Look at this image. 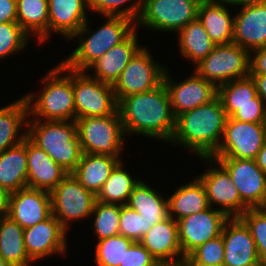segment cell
I'll return each instance as SVG.
<instances>
[{"label":"cell","mask_w":266,"mask_h":266,"mask_svg":"<svg viewBox=\"0 0 266 266\" xmlns=\"http://www.w3.org/2000/svg\"><path fill=\"white\" fill-rule=\"evenodd\" d=\"M167 199L169 216L176 221L210 207L204 185L197 177L180 186Z\"/></svg>","instance_id":"cell-29"},{"label":"cell","mask_w":266,"mask_h":266,"mask_svg":"<svg viewBox=\"0 0 266 266\" xmlns=\"http://www.w3.org/2000/svg\"><path fill=\"white\" fill-rule=\"evenodd\" d=\"M132 0H86L88 10L101 13L102 16H122L136 22L141 11V0L134 1L135 3L121 8L123 4Z\"/></svg>","instance_id":"cell-39"},{"label":"cell","mask_w":266,"mask_h":266,"mask_svg":"<svg viewBox=\"0 0 266 266\" xmlns=\"http://www.w3.org/2000/svg\"><path fill=\"white\" fill-rule=\"evenodd\" d=\"M227 118L217 96L209 103L178 115L170 142L190 149L200 159L212 157L221 145Z\"/></svg>","instance_id":"cell-2"},{"label":"cell","mask_w":266,"mask_h":266,"mask_svg":"<svg viewBox=\"0 0 266 266\" xmlns=\"http://www.w3.org/2000/svg\"><path fill=\"white\" fill-rule=\"evenodd\" d=\"M119 234L134 242H140L146 234V221L127 205H120Z\"/></svg>","instance_id":"cell-41"},{"label":"cell","mask_w":266,"mask_h":266,"mask_svg":"<svg viewBox=\"0 0 266 266\" xmlns=\"http://www.w3.org/2000/svg\"><path fill=\"white\" fill-rule=\"evenodd\" d=\"M134 241L120 235L99 240L95 249L98 266H123L125 253Z\"/></svg>","instance_id":"cell-36"},{"label":"cell","mask_w":266,"mask_h":266,"mask_svg":"<svg viewBox=\"0 0 266 266\" xmlns=\"http://www.w3.org/2000/svg\"><path fill=\"white\" fill-rule=\"evenodd\" d=\"M66 236V230L52 214L45 221L24 229L26 253L33 262L51 254H65Z\"/></svg>","instance_id":"cell-19"},{"label":"cell","mask_w":266,"mask_h":266,"mask_svg":"<svg viewBox=\"0 0 266 266\" xmlns=\"http://www.w3.org/2000/svg\"><path fill=\"white\" fill-rule=\"evenodd\" d=\"M224 3L202 0L198 8V20L216 45L233 42L234 17Z\"/></svg>","instance_id":"cell-25"},{"label":"cell","mask_w":266,"mask_h":266,"mask_svg":"<svg viewBox=\"0 0 266 266\" xmlns=\"http://www.w3.org/2000/svg\"><path fill=\"white\" fill-rule=\"evenodd\" d=\"M250 74L266 75V46L250 52ZM253 56V57H252Z\"/></svg>","instance_id":"cell-45"},{"label":"cell","mask_w":266,"mask_h":266,"mask_svg":"<svg viewBox=\"0 0 266 266\" xmlns=\"http://www.w3.org/2000/svg\"><path fill=\"white\" fill-rule=\"evenodd\" d=\"M7 215L23 229L45 221L52 215L50 192L26 187L10 193Z\"/></svg>","instance_id":"cell-17"},{"label":"cell","mask_w":266,"mask_h":266,"mask_svg":"<svg viewBox=\"0 0 266 266\" xmlns=\"http://www.w3.org/2000/svg\"><path fill=\"white\" fill-rule=\"evenodd\" d=\"M27 127V137L58 165L68 173L76 169L83 151L75 121L28 119Z\"/></svg>","instance_id":"cell-4"},{"label":"cell","mask_w":266,"mask_h":266,"mask_svg":"<svg viewBox=\"0 0 266 266\" xmlns=\"http://www.w3.org/2000/svg\"><path fill=\"white\" fill-rule=\"evenodd\" d=\"M190 256L198 263L207 266H224V242L222 235L207 241L196 248Z\"/></svg>","instance_id":"cell-42"},{"label":"cell","mask_w":266,"mask_h":266,"mask_svg":"<svg viewBox=\"0 0 266 266\" xmlns=\"http://www.w3.org/2000/svg\"><path fill=\"white\" fill-rule=\"evenodd\" d=\"M123 266H161L140 243L134 242L125 253Z\"/></svg>","instance_id":"cell-44"},{"label":"cell","mask_w":266,"mask_h":266,"mask_svg":"<svg viewBox=\"0 0 266 266\" xmlns=\"http://www.w3.org/2000/svg\"><path fill=\"white\" fill-rule=\"evenodd\" d=\"M125 135L139 134L162 141H171L176 124L170 97L162 83L157 88L125 96L118 101Z\"/></svg>","instance_id":"cell-1"},{"label":"cell","mask_w":266,"mask_h":266,"mask_svg":"<svg viewBox=\"0 0 266 266\" xmlns=\"http://www.w3.org/2000/svg\"><path fill=\"white\" fill-rule=\"evenodd\" d=\"M153 60L146 47L135 53L113 85L117 102L125 96L153 90L163 83L167 68Z\"/></svg>","instance_id":"cell-11"},{"label":"cell","mask_w":266,"mask_h":266,"mask_svg":"<svg viewBox=\"0 0 266 266\" xmlns=\"http://www.w3.org/2000/svg\"><path fill=\"white\" fill-rule=\"evenodd\" d=\"M86 9V0H48V38L52 30L67 39L88 34Z\"/></svg>","instance_id":"cell-20"},{"label":"cell","mask_w":266,"mask_h":266,"mask_svg":"<svg viewBox=\"0 0 266 266\" xmlns=\"http://www.w3.org/2000/svg\"><path fill=\"white\" fill-rule=\"evenodd\" d=\"M91 215L98 241L119 234L120 205L96 201Z\"/></svg>","instance_id":"cell-37"},{"label":"cell","mask_w":266,"mask_h":266,"mask_svg":"<svg viewBox=\"0 0 266 266\" xmlns=\"http://www.w3.org/2000/svg\"><path fill=\"white\" fill-rule=\"evenodd\" d=\"M239 218L249 228L261 263L266 266V209L249 208Z\"/></svg>","instance_id":"cell-38"},{"label":"cell","mask_w":266,"mask_h":266,"mask_svg":"<svg viewBox=\"0 0 266 266\" xmlns=\"http://www.w3.org/2000/svg\"><path fill=\"white\" fill-rule=\"evenodd\" d=\"M86 73L72 70L76 119L114 114L118 102L113 85L94 79Z\"/></svg>","instance_id":"cell-9"},{"label":"cell","mask_w":266,"mask_h":266,"mask_svg":"<svg viewBox=\"0 0 266 266\" xmlns=\"http://www.w3.org/2000/svg\"><path fill=\"white\" fill-rule=\"evenodd\" d=\"M30 38L17 22L0 24V59L25 48Z\"/></svg>","instance_id":"cell-40"},{"label":"cell","mask_w":266,"mask_h":266,"mask_svg":"<svg viewBox=\"0 0 266 266\" xmlns=\"http://www.w3.org/2000/svg\"><path fill=\"white\" fill-rule=\"evenodd\" d=\"M107 19L102 27L88 38L79 37V46L72 54L61 61L68 68L75 71H87L88 67L102 57L115 45L123 42L134 30L135 22L122 16H105Z\"/></svg>","instance_id":"cell-5"},{"label":"cell","mask_w":266,"mask_h":266,"mask_svg":"<svg viewBox=\"0 0 266 266\" xmlns=\"http://www.w3.org/2000/svg\"><path fill=\"white\" fill-rule=\"evenodd\" d=\"M0 256L11 266L33 262L24 246V229L8 215L0 217Z\"/></svg>","instance_id":"cell-31"},{"label":"cell","mask_w":266,"mask_h":266,"mask_svg":"<svg viewBox=\"0 0 266 266\" xmlns=\"http://www.w3.org/2000/svg\"><path fill=\"white\" fill-rule=\"evenodd\" d=\"M27 116L29 108L25 97L0 108V153L18 145L26 138L27 132L24 131L21 137H18L21 134L18 130L27 126Z\"/></svg>","instance_id":"cell-30"},{"label":"cell","mask_w":266,"mask_h":266,"mask_svg":"<svg viewBox=\"0 0 266 266\" xmlns=\"http://www.w3.org/2000/svg\"><path fill=\"white\" fill-rule=\"evenodd\" d=\"M123 161H120L112 170L110 177L96 195L98 202L106 204L126 205L134 186L140 181L133 179L128 171L124 170Z\"/></svg>","instance_id":"cell-34"},{"label":"cell","mask_w":266,"mask_h":266,"mask_svg":"<svg viewBox=\"0 0 266 266\" xmlns=\"http://www.w3.org/2000/svg\"><path fill=\"white\" fill-rule=\"evenodd\" d=\"M0 266H11L8 262H6L1 256H0Z\"/></svg>","instance_id":"cell-52"},{"label":"cell","mask_w":266,"mask_h":266,"mask_svg":"<svg viewBox=\"0 0 266 266\" xmlns=\"http://www.w3.org/2000/svg\"><path fill=\"white\" fill-rule=\"evenodd\" d=\"M218 1L220 3H224L226 6L227 4H229L230 6H242V5H246V4H252V3H256V2H261V1H265V0H215Z\"/></svg>","instance_id":"cell-50"},{"label":"cell","mask_w":266,"mask_h":266,"mask_svg":"<svg viewBox=\"0 0 266 266\" xmlns=\"http://www.w3.org/2000/svg\"><path fill=\"white\" fill-rule=\"evenodd\" d=\"M17 22V0H0V24Z\"/></svg>","instance_id":"cell-46"},{"label":"cell","mask_w":266,"mask_h":266,"mask_svg":"<svg viewBox=\"0 0 266 266\" xmlns=\"http://www.w3.org/2000/svg\"><path fill=\"white\" fill-rule=\"evenodd\" d=\"M52 214L67 231L68 222L92 216L96 195L86 190L72 173H68L50 192Z\"/></svg>","instance_id":"cell-10"},{"label":"cell","mask_w":266,"mask_h":266,"mask_svg":"<svg viewBox=\"0 0 266 266\" xmlns=\"http://www.w3.org/2000/svg\"><path fill=\"white\" fill-rule=\"evenodd\" d=\"M230 118L240 122L263 123L266 118V105L264 101L256 95L254 103L240 106Z\"/></svg>","instance_id":"cell-43"},{"label":"cell","mask_w":266,"mask_h":266,"mask_svg":"<svg viewBox=\"0 0 266 266\" xmlns=\"http://www.w3.org/2000/svg\"><path fill=\"white\" fill-rule=\"evenodd\" d=\"M216 165L197 178L204 185L211 207L219 205V210L229 218H239L248 208L241 202L238 189L228 171L219 162Z\"/></svg>","instance_id":"cell-16"},{"label":"cell","mask_w":266,"mask_h":266,"mask_svg":"<svg viewBox=\"0 0 266 266\" xmlns=\"http://www.w3.org/2000/svg\"><path fill=\"white\" fill-rule=\"evenodd\" d=\"M254 80L257 95L264 101L266 105V75L264 74H249Z\"/></svg>","instance_id":"cell-47"},{"label":"cell","mask_w":266,"mask_h":266,"mask_svg":"<svg viewBox=\"0 0 266 266\" xmlns=\"http://www.w3.org/2000/svg\"><path fill=\"white\" fill-rule=\"evenodd\" d=\"M140 243L161 266H177L184 257L179 242L178 223L170 216L155 224Z\"/></svg>","instance_id":"cell-21"},{"label":"cell","mask_w":266,"mask_h":266,"mask_svg":"<svg viewBox=\"0 0 266 266\" xmlns=\"http://www.w3.org/2000/svg\"><path fill=\"white\" fill-rule=\"evenodd\" d=\"M262 124H263V128H264V136H265V142H266V118Z\"/></svg>","instance_id":"cell-53"},{"label":"cell","mask_w":266,"mask_h":266,"mask_svg":"<svg viewBox=\"0 0 266 266\" xmlns=\"http://www.w3.org/2000/svg\"><path fill=\"white\" fill-rule=\"evenodd\" d=\"M27 186L51 192L68 174L26 136Z\"/></svg>","instance_id":"cell-23"},{"label":"cell","mask_w":266,"mask_h":266,"mask_svg":"<svg viewBox=\"0 0 266 266\" xmlns=\"http://www.w3.org/2000/svg\"><path fill=\"white\" fill-rule=\"evenodd\" d=\"M10 193L0 187V217L8 213Z\"/></svg>","instance_id":"cell-48"},{"label":"cell","mask_w":266,"mask_h":266,"mask_svg":"<svg viewBox=\"0 0 266 266\" xmlns=\"http://www.w3.org/2000/svg\"><path fill=\"white\" fill-rule=\"evenodd\" d=\"M210 163L219 162L230 174L241 202L249 208H264L266 203V173L255 159L202 157ZM212 160V161H211Z\"/></svg>","instance_id":"cell-12"},{"label":"cell","mask_w":266,"mask_h":266,"mask_svg":"<svg viewBox=\"0 0 266 266\" xmlns=\"http://www.w3.org/2000/svg\"><path fill=\"white\" fill-rule=\"evenodd\" d=\"M255 161L258 167L266 173V142L262 146L261 150L257 153Z\"/></svg>","instance_id":"cell-49"},{"label":"cell","mask_w":266,"mask_h":266,"mask_svg":"<svg viewBox=\"0 0 266 266\" xmlns=\"http://www.w3.org/2000/svg\"><path fill=\"white\" fill-rule=\"evenodd\" d=\"M120 161L108 155L83 153L72 174L86 190L97 195Z\"/></svg>","instance_id":"cell-27"},{"label":"cell","mask_w":266,"mask_h":266,"mask_svg":"<svg viewBox=\"0 0 266 266\" xmlns=\"http://www.w3.org/2000/svg\"><path fill=\"white\" fill-rule=\"evenodd\" d=\"M250 55L248 50L233 42L216 45L194 70L218 88L229 81L249 76Z\"/></svg>","instance_id":"cell-7"},{"label":"cell","mask_w":266,"mask_h":266,"mask_svg":"<svg viewBox=\"0 0 266 266\" xmlns=\"http://www.w3.org/2000/svg\"><path fill=\"white\" fill-rule=\"evenodd\" d=\"M202 0H141L140 15L135 26L152 30L178 32L197 19Z\"/></svg>","instance_id":"cell-8"},{"label":"cell","mask_w":266,"mask_h":266,"mask_svg":"<svg viewBox=\"0 0 266 266\" xmlns=\"http://www.w3.org/2000/svg\"><path fill=\"white\" fill-rule=\"evenodd\" d=\"M230 218L219 210L209 208L186 216L177 221L179 242L184 256L196 248L222 234L225 223Z\"/></svg>","instance_id":"cell-14"},{"label":"cell","mask_w":266,"mask_h":266,"mask_svg":"<svg viewBox=\"0 0 266 266\" xmlns=\"http://www.w3.org/2000/svg\"><path fill=\"white\" fill-rule=\"evenodd\" d=\"M138 44L137 33L134 30L123 42L112 47L88 67L94 70V75L90 77L114 85L131 58L142 47Z\"/></svg>","instance_id":"cell-24"},{"label":"cell","mask_w":266,"mask_h":266,"mask_svg":"<svg viewBox=\"0 0 266 266\" xmlns=\"http://www.w3.org/2000/svg\"><path fill=\"white\" fill-rule=\"evenodd\" d=\"M256 95V86L250 75L229 81L218 87V97L227 117H230L240 106L254 103Z\"/></svg>","instance_id":"cell-35"},{"label":"cell","mask_w":266,"mask_h":266,"mask_svg":"<svg viewBox=\"0 0 266 266\" xmlns=\"http://www.w3.org/2000/svg\"><path fill=\"white\" fill-rule=\"evenodd\" d=\"M233 43L249 52L266 46V0L242 5L234 16Z\"/></svg>","instance_id":"cell-22"},{"label":"cell","mask_w":266,"mask_h":266,"mask_svg":"<svg viewBox=\"0 0 266 266\" xmlns=\"http://www.w3.org/2000/svg\"><path fill=\"white\" fill-rule=\"evenodd\" d=\"M48 19V0H17V23L39 43L48 39Z\"/></svg>","instance_id":"cell-33"},{"label":"cell","mask_w":266,"mask_h":266,"mask_svg":"<svg viewBox=\"0 0 266 266\" xmlns=\"http://www.w3.org/2000/svg\"><path fill=\"white\" fill-rule=\"evenodd\" d=\"M0 187L9 193L28 187L26 138L0 153Z\"/></svg>","instance_id":"cell-28"},{"label":"cell","mask_w":266,"mask_h":266,"mask_svg":"<svg viewBox=\"0 0 266 266\" xmlns=\"http://www.w3.org/2000/svg\"><path fill=\"white\" fill-rule=\"evenodd\" d=\"M180 53L194 64L200 63L216 46L197 19L191 21L178 32Z\"/></svg>","instance_id":"cell-32"},{"label":"cell","mask_w":266,"mask_h":266,"mask_svg":"<svg viewBox=\"0 0 266 266\" xmlns=\"http://www.w3.org/2000/svg\"><path fill=\"white\" fill-rule=\"evenodd\" d=\"M52 68L42 78L41 83H46L42 92L25 95L28 103L29 116L46 121H75V103L72 83V69L62 62ZM64 72H70L64 74ZM63 74L59 76L60 74ZM36 97V98H35ZM35 98V99H34Z\"/></svg>","instance_id":"cell-3"},{"label":"cell","mask_w":266,"mask_h":266,"mask_svg":"<svg viewBox=\"0 0 266 266\" xmlns=\"http://www.w3.org/2000/svg\"><path fill=\"white\" fill-rule=\"evenodd\" d=\"M163 83L167 88L174 116L192 110L214 100L218 96V88L195 71L186 80L175 83L167 69Z\"/></svg>","instance_id":"cell-15"},{"label":"cell","mask_w":266,"mask_h":266,"mask_svg":"<svg viewBox=\"0 0 266 266\" xmlns=\"http://www.w3.org/2000/svg\"><path fill=\"white\" fill-rule=\"evenodd\" d=\"M126 205L142 215L146 221V233L169 217L168 199L141 180L134 186Z\"/></svg>","instance_id":"cell-26"},{"label":"cell","mask_w":266,"mask_h":266,"mask_svg":"<svg viewBox=\"0 0 266 266\" xmlns=\"http://www.w3.org/2000/svg\"><path fill=\"white\" fill-rule=\"evenodd\" d=\"M222 140L211 158L255 159L265 143L263 124L228 117Z\"/></svg>","instance_id":"cell-13"},{"label":"cell","mask_w":266,"mask_h":266,"mask_svg":"<svg viewBox=\"0 0 266 266\" xmlns=\"http://www.w3.org/2000/svg\"><path fill=\"white\" fill-rule=\"evenodd\" d=\"M224 266H263L249 228L240 218H230L222 230Z\"/></svg>","instance_id":"cell-18"},{"label":"cell","mask_w":266,"mask_h":266,"mask_svg":"<svg viewBox=\"0 0 266 266\" xmlns=\"http://www.w3.org/2000/svg\"><path fill=\"white\" fill-rule=\"evenodd\" d=\"M75 122L83 153L121 157L126 137L118 110L112 115L84 117Z\"/></svg>","instance_id":"cell-6"},{"label":"cell","mask_w":266,"mask_h":266,"mask_svg":"<svg viewBox=\"0 0 266 266\" xmlns=\"http://www.w3.org/2000/svg\"><path fill=\"white\" fill-rule=\"evenodd\" d=\"M177 266H207L196 262L190 255L184 256Z\"/></svg>","instance_id":"cell-51"}]
</instances>
